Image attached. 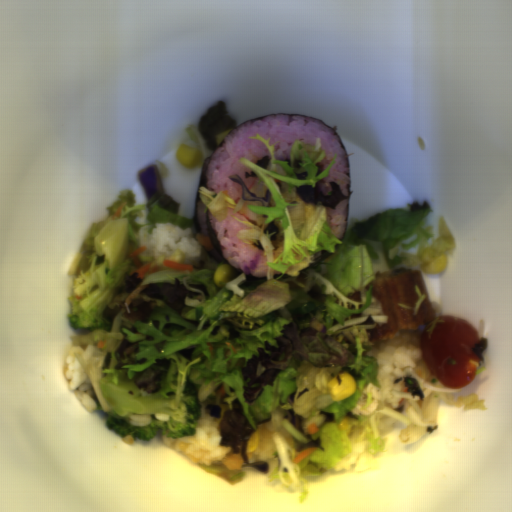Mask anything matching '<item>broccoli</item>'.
<instances>
[{"label":"broccoli","instance_id":"1706d50b","mask_svg":"<svg viewBox=\"0 0 512 512\" xmlns=\"http://www.w3.org/2000/svg\"><path fill=\"white\" fill-rule=\"evenodd\" d=\"M98 387L109 407L104 425L117 435L146 441L157 430L169 439L196 433L201 409L194 398L145 393L129 381L115 382L112 373Z\"/></svg>","mask_w":512,"mask_h":512}]
</instances>
